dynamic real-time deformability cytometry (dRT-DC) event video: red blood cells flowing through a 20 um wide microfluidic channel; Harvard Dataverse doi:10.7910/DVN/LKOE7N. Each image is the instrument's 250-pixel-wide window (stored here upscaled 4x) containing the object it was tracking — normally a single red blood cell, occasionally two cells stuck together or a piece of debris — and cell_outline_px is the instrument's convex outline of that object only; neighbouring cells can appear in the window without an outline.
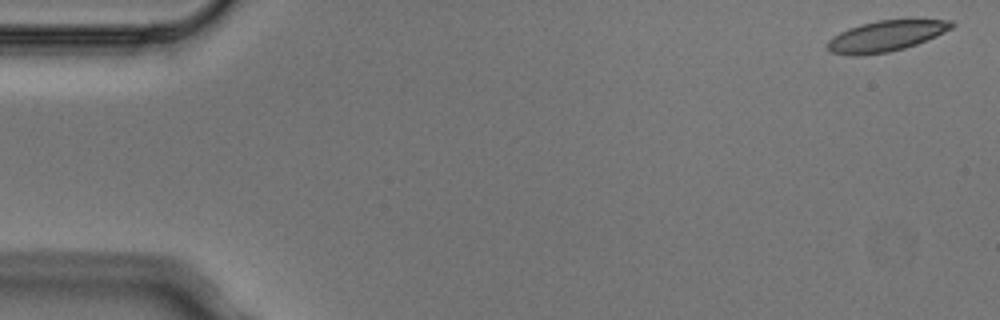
{"species": "Egyptian fruit bat (a non-hibernating species)", "species_latin": "Rousettus aegyptiacus", "temperature_condition": "cold", "stored_images_in_passage": 8, "camera_frame_rate_fps": 3000, "um_per_image_px": 0.085, "animal": {"sex": "male"}, "frame": {"image": 1, "passage_image": 1, "time_ms": 0.0, "image_size_px": [1000, 320], "cell_outline_px": [[956, 24], [952, 28], [936, 36], [916, 44], [904, 48], [888, 52], [860, 56], [848, 56], [828, 52], [824, 48], [828, 40], [832, 36], [848, 28], [860, 24], [876, 20], [952, 20]], "centroid_in_image_um": [75.22, 3.08], "position_along_channel_um": 9.8, "area_um2": 22.54}}
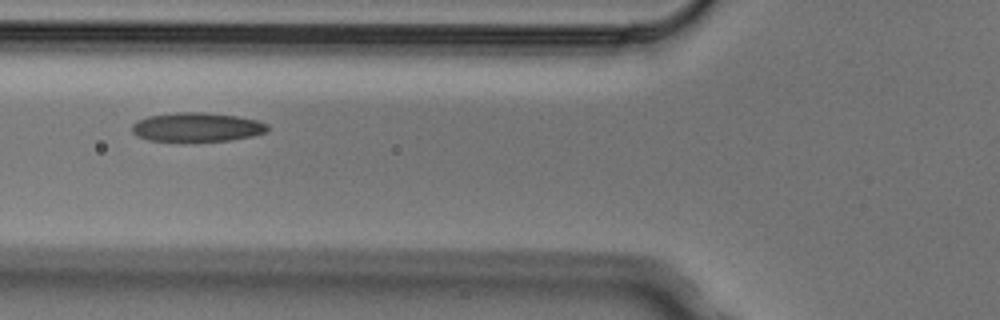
{"frame": {"image": 2, "passage_image": 6, "time_ms": 1.667, "image_size_px": [1000, 320], "cell_outline_px": [[268, 132], [252, 136], [232, 140], [148, 140], [136, 136], [132, 132], [132, 124], [136, 120], [148, 116], [176, 112], [204, 112], [236, 116], [256, 120], [268, 124]], "centroid_in_image_um": [16.73, 10.79], "position_along_channel_um": 109.1, "area_um2": 22.77}}
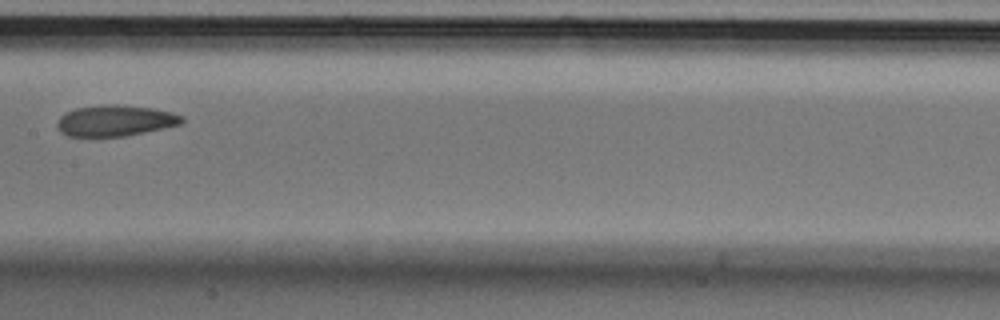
{"frame": {"image": 3, "passage_image": 8, "time_ms": 2.333, "image_size_px": [1000, 320], "cell_outline_px": [[184, 120], [180, 124], [144, 132], [124, 136], [68, 136], [60, 132], [56, 124], [60, 116], [64, 112], [76, 108], [108, 104], [116, 104], [152, 108], [172, 112], [184, 116]], "centroid_in_image_um": [9.77, 10.25], "position_along_channel_um": 197.6, "area_um2": 22.48}}